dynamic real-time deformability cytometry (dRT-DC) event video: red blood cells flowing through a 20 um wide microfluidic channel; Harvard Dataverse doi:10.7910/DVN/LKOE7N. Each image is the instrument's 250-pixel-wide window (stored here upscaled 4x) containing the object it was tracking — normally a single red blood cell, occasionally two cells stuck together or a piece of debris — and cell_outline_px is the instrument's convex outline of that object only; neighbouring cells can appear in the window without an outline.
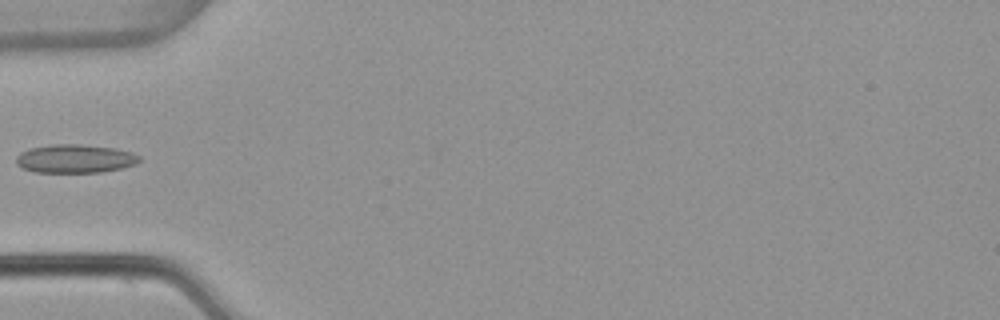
{"species": "common noctule bat (a hibernating species)", "species_latin": "Nyctalus noctula", "temperature_condition": "warm", "stored_images_in_passage": 4, "camera_frame_rate_fps": 3000, "um_per_image_px": 0.085, "animal": {"sex": "female", "body_mass_g": 22.7, "forearm_length_mm": 54.2}, "frame": {"image": 1, "passage_image": 4, "time_ms": 1.0, "image_size_px": [1000, 320], "cell_outline_px": [[140, 160], [136, 164], [120, 168], [100, 172], [36, 172], [24, 168], [16, 164], [16, 156], [20, 152], [28, 148], [52, 144], [80, 144], [116, 148], [132, 152], [140, 156]], "centroid_in_image_um": [6.37, 13.47], "position_along_channel_um": 78.6, "area_um2": 20.52}}